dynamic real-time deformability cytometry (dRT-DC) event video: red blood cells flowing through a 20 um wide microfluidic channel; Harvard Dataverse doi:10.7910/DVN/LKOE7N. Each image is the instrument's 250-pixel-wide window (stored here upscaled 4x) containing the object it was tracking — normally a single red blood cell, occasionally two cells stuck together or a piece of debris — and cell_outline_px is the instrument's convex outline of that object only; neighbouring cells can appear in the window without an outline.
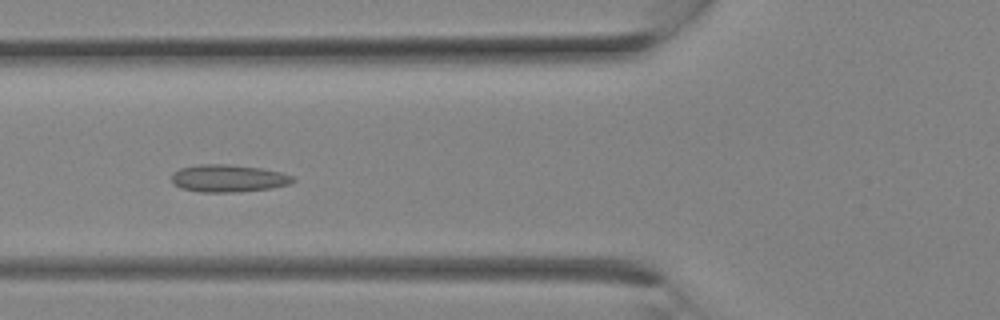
{"species": "Egyptian fruit bat (a non-hibernating species)", "species_latin": "Rousettus aegyptiacus", "temperature_condition": "room temperature", "stored_images_in_passage": 13, "camera_frame_rate_fps": 3000, "um_per_image_px": 0.085, "animal": {"sex": "female"}, "frame": {"image": 1, "passage_image": 10, "time_ms": 3.0, "image_size_px": [1000, 320], "cell_outline_px": [[296, 180], [288, 184], [272, 188], [236, 192], [200, 192], [180, 188], [172, 184], [172, 172], [180, 168], [200, 164], [228, 164], [260, 168], [280, 172], [292, 176]], "centroid_in_image_um": [19.36, 15.16], "position_along_channel_um": 106.4, "area_um2": 19.42}}
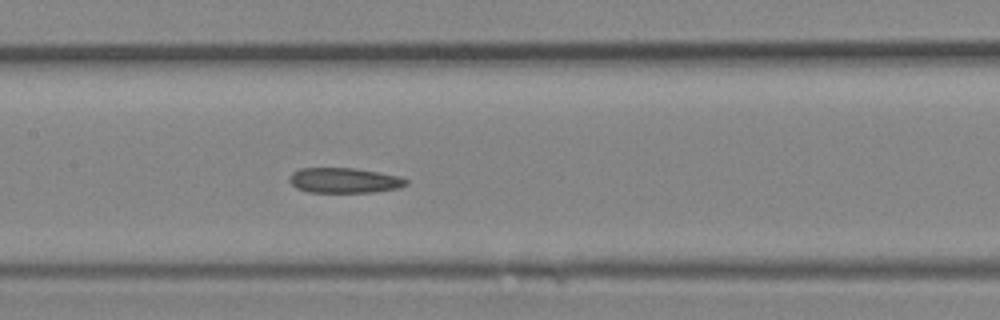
{"frame": {"image": 2, "passage_image": 13, "time_ms": 4.0, "image_size_px": [1000, 320], "cell_outline_px": [[408, 184], [400, 188], [372, 192], [308, 192], [296, 188], [288, 180], [288, 176], [292, 172], [300, 168], [356, 168], [380, 172], [400, 176], [408, 180]], "centroid_in_image_um": [29.26, 15.33], "position_along_channel_um": 178.1, "area_um2": 17.34}}